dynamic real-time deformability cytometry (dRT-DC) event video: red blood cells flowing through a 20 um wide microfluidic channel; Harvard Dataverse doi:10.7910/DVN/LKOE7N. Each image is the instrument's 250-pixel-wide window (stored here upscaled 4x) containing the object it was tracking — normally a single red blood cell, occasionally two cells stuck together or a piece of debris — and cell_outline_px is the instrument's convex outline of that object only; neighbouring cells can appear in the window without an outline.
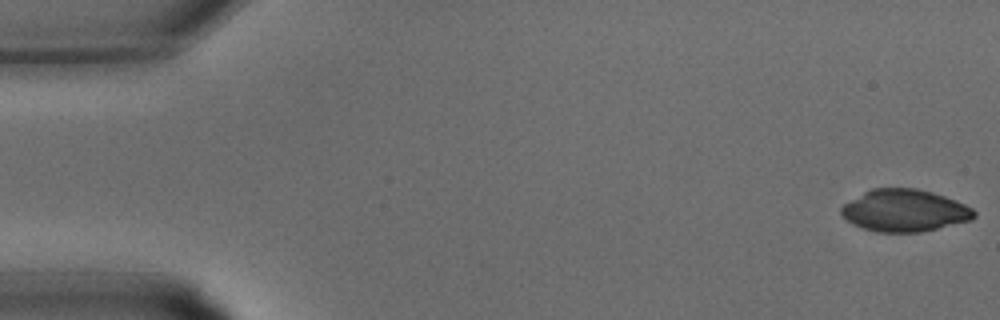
{"species": "common noctule bat (a hibernating species)", "species_latin": "Nyctalus noctula", "temperature_condition": "warm", "stored_images_in_passage": 34, "camera_frame_rate_fps": 3000, "um_per_image_px": 0.085, "animal": {"sex": "male", "body_mass_g": 15.6}, "frame": {"image": 1, "passage_image": 1, "time_ms": 0.0, "image_size_px": [1000, 320], "cell_outline_px": [[976, 216], [972, 220], [920, 232], [876, 232], [852, 224], [840, 212], [840, 208], [844, 204], [864, 192], [872, 188], [916, 188], [932, 192], [956, 200], [972, 208], [976, 212]], "centroid_in_image_um": [76.9, 17.89], "position_along_channel_um": 8.1, "area_um2": 32.48}}
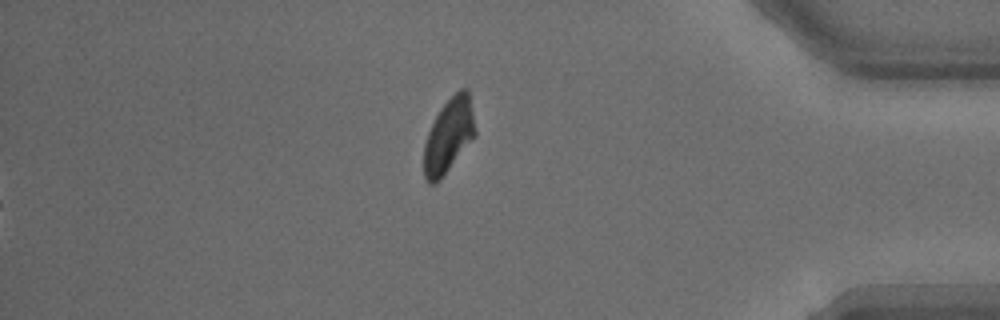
{"frame": {"image": 2, "passage_image": 34, "time_ms": 11.0, "image_size_px": [1000, 320], "cell_outline_px": [[476, 136], [448, 168], [432, 184], [428, 184], [424, 176], [424, 144], [428, 132], [440, 108], [460, 88], [468, 88], [476, 132]], "centroid_in_image_um": [38.14, 11.48], "position_along_channel_um": 397.1, "area_um2": 21.62}}